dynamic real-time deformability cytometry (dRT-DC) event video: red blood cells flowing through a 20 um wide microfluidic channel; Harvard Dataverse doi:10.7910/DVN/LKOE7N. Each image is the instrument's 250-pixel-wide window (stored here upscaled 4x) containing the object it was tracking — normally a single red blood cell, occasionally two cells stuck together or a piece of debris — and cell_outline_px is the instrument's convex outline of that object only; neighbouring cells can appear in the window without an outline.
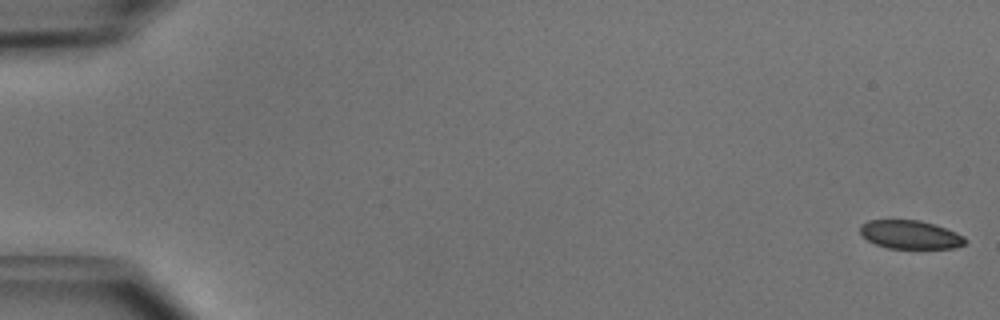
{"species": "common noctule bat (a hibernating species)", "species_latin": "Nyctalus noctula", "temperature_condition": "cold", "stored_images_in_passage": 51, "camera_frame_rate_fps": 3000, "um_per_image_px": 0.085, "animal": {"sex": "male", "body_mass_g": 15.6}, "frame": {"image": 1, "passage_image": 1, "time_ms": 0.0, "image_size_px": [1000, 320], "cell_outline_px": [[968, 240], [964, 244], [952, 248], [888, 248], [876, 244], [868, 240], [860, 232], [860, 224], [868, 220], [920, 220], [956, 232], [964, 236]], "centroid_in_image_um": [77.36, 19.94], "position_along_channel_um": 7.6, "area_um2": 17.28}}
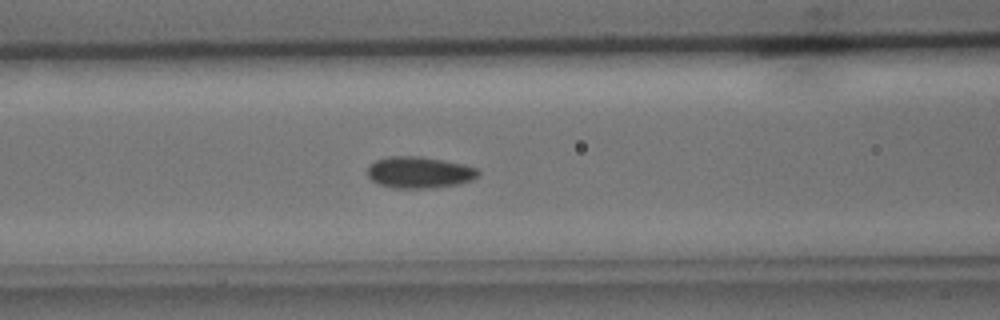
{"frame": {"image": 2, "passage_image": 22, "time_ms": 7.0, "image_size_px": [1000, 320], "cell_outline_px": [[480, 172], [472, 180], [456, 184], [432, 188], [392, 188], [380, 184], [372, 180], [368, 176], [368, 164], [376, 160], [388, 156], [420, 156], [444, 160], [464, 164], [476, 168]], "centroid_in_image_um": [35.62, 14.64], "position_along_channel_um": 131.0, "area_um2": 20.35}}
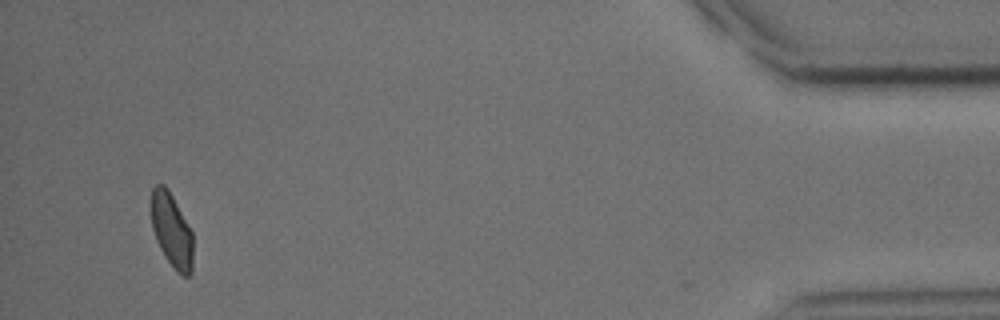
{"frame": {"image": 3, "passage_image": 49, "time_ms": 16.0, "image_size_px": [1000, 320], "cell_outline_px": [[192, 272], [188, 276], [184, 276], [176, 272], [164, 256], [156, 240], [152, 228], [152, 188], [156, 184], [164, 184], [168, 188], [192, 232]], "centroid_in_image_um": [14.59, 19.6], "position_along_channel_um": 420.6, "area_um2": 17.92}, "authors_computed_cell_mechanics": {"area_um2": 19.2474, "velocity_mm_per_s": 3.985, "shape_relaxation_time_tau1_ms": 6.9592, "shape_relaxation_time_tau2_ms": 1.5358, "deformation_change_tau1": 0.1173, "deformation_change_tau2": 0.0566}}